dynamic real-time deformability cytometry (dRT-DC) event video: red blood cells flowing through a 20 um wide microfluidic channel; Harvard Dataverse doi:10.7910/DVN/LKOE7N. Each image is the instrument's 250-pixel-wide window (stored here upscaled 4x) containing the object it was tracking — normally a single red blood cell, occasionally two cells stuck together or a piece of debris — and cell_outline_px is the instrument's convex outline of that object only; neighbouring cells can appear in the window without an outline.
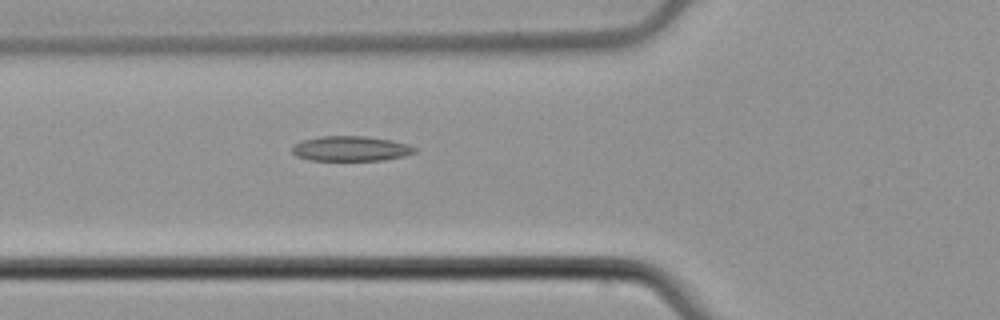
{"species": "common noctule bat (a hibernating species)", "species_latin": "Nyctalus noctula", "temperature_condition": "cold", "stored_images_in_passage": 5, "camera_frame_rate_fps": 3000, "um_per_image_px": 0.085, "animal": {"sex": "male", "body_mass_g": 21.5, "forearm_length_mm": 52.0}, "frame": {"image": 1, "passage_image": 5, "time_ms": 1.333, "image_size_px": [1000, 320], "cell_outline_px": [[416, 152], [404, 156], [384, 160], [312, 160], [296, 156], [292, 152], [292, 144], [300, 140], [320, 136], [364, 136], [392, 140], [408, 144], [416, 148]], "centroid_in_image_um": [29.79, 12.62], "position_along_channel_um": 96.0, "area_um2": 17.98}}